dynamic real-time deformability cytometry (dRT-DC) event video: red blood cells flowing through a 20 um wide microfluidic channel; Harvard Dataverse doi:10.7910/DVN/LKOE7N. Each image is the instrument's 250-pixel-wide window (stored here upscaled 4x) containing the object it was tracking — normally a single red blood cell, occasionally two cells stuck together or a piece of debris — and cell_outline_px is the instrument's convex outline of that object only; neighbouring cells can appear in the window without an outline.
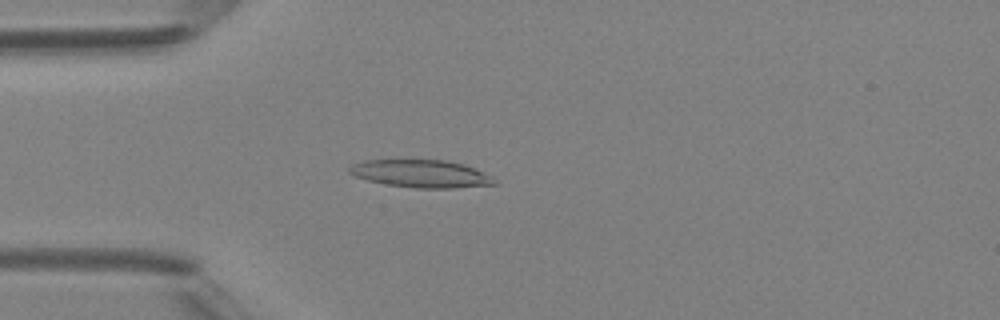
{"species": "Egyptian fruit bat (a non-hibernating species)", "species_latin": "Rousettus aegyptiacus", "temperature_condition": "room temperature", "stored_images_in_passage": 4, "camera_frame_rate_fps": 3000, "um_per_image_px": 0.085, "animal": {"sex": "female"}, "frame": {"image": 1, "passage_image": 4, "time_ms": 4.333, "image_size_px": [1000, 320], "cell_outline_px": [[496, 184], [452, 188], [416, 188], [388, 184], [368, 180], [356, 176], [348, 172], [348, 168], [352, 164], [364, 160], [448, 160], [464, 164], [476, 168], [492, 176], [496, 180]], "centroid_in_image_um": [35.82, 14.75], "position_along_channel_um": 49.2, "area_um2": 23.35}}